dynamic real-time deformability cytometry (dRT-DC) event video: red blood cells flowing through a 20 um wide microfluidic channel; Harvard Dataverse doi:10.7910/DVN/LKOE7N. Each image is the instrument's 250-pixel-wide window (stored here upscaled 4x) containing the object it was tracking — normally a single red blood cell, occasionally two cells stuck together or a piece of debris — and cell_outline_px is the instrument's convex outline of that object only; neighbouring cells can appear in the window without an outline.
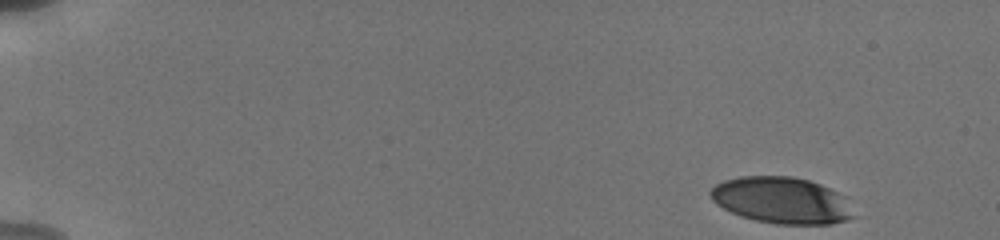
{"species": "human", "species_latin": "Homo sapiens", "temperature_condition": "cold", "stored_images_in_passage": 15, "camera_frame_rate_fps": 3000, "um_per_image_px": 0.085, "donor": {"sex": "male"}, "frame": {"image": 1, "passage_image": 1, "time_ms": 0.0, "image_size_px": [1000, 240], "cell_outline_px": [[864, 216], [848, 220], [828, 224], [776, 224], [756, 220], [740, 216], [716, 204], [712, 200], [708, 192], [716, 184], [724, 180], [740, 176], [792, 176], [808, 180], [820, 184], [848, 196]], "centroid_in_image_um": [66.6, 17.04], "position_along_channel_um": 18.4, "area_um2": 39.94}}
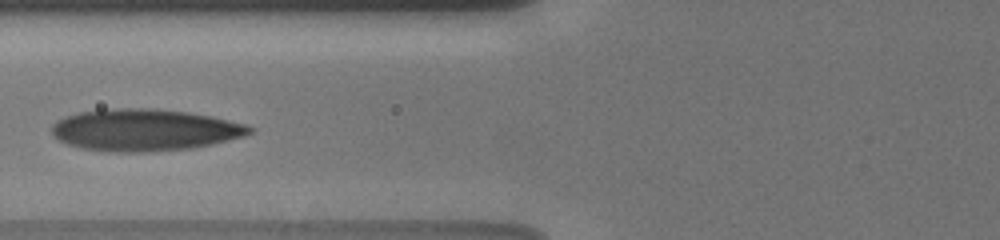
{"frame": {"image": 2, "passage_image": 12, "time_ms": 6.333, "image_size_px": [1000, 240], "cell_outline_px": [[256, 128], [252, 132], [244, 136], [212, 144], [192, 148], [148, 152], [116, 152], [80, 148], [68, 144], [52, 136], [52, 124], [56, 120], [80, 112], [120, 108], [152, 108], [188, 112], [212, 116], [244, 124]], "centroid_in_image_um": [12.3, 11.05], "position_along_channel_um": 113.5, "area_um2": 48.21}}
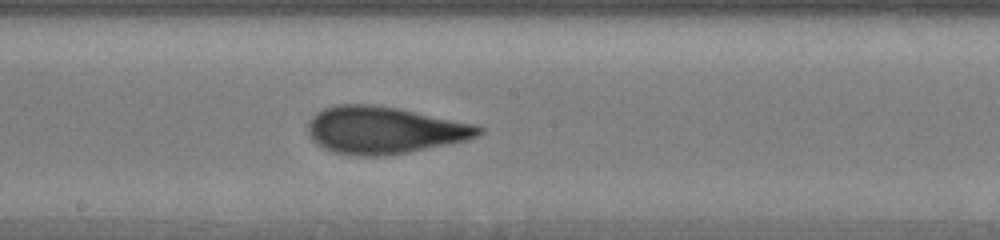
{"frame": {"image": 3, "passage_image": 15, "time_ms": 9.0, "image_size_px": [1000, 240], "cell_outline_px": [[484, 132], [468, 140], [408, 152], [380, 156], [356, 156], [332, 152], [316, 144], [308, 136], [308, 124], [312, 116], [316, 112], [324, 108], [336, 104], [372, 104], [400, 108], [476, 124], [484, 128]], "centroid_in_image_um": [32.64, 11.05], "position_along_channel_um": 215.6, "area_um2": 47.34}}